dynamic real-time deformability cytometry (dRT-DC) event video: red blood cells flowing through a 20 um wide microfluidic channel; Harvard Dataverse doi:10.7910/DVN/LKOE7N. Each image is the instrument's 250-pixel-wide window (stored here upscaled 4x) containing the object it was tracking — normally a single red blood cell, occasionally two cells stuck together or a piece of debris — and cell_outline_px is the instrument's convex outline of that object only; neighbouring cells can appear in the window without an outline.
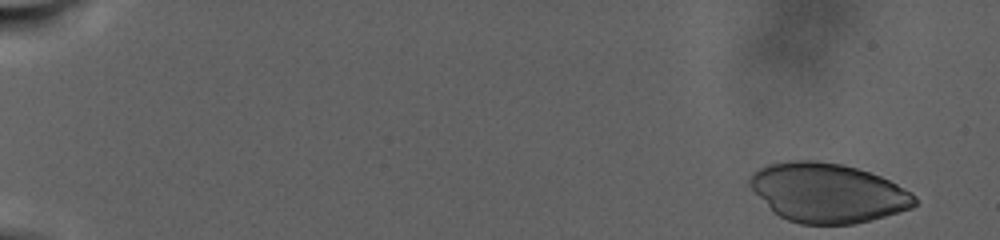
{"species": "human", "species_latin": "Homo sapiens", "temperature_condition": "warm", "stored_images_in_passage": 20, "camera_frame_rate_fps": 3000, "um_per_image_px": 0.085, "donor": {"sex": "male"}, "frame": {"image": 1, "passage_image": 1, "time_ms": 0.0, "image_size_px": [1000, 240], "cell_outline_px": [[916, 204], [912, 208], [856, 224], [800, 224], [788, 220], [772, 212], [748, 184], [748, 180], [760, 168], [768, 164], [792, 160], [816, 160], [840, 164], [856, 168], [880, 176], [912, 192], [916, 196]], "centroid_in_image_um": [70.35, 16.39], "position_along_channel_um": 14.6, "area_um2": 56.76}}
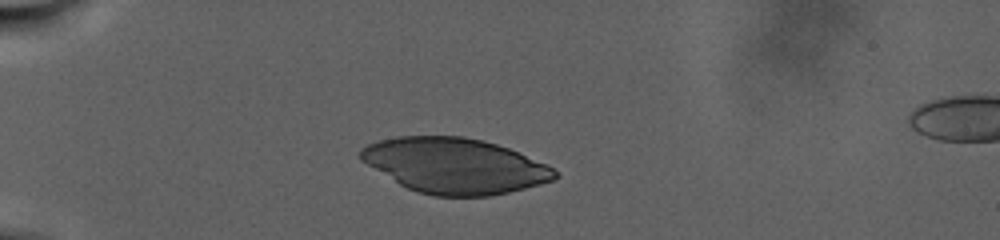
{"frame": {"image": 2, "passage_image": 9, "time_ms": 7.667, "image_size_px": [1000, 240], "cell_outline_px": [[560, 176], [552, 180], [540, 184], [508, 192], [488, 196], [432, 196], [416, 192], [400, 184], [360, 160], [356, 152], [360, 148], [368, 144], [380, 140], [396, 136], [464, 136], [496, 144], [508, 148], [548, 164]], "centroid_in_image_um": [38.62, 14.08], "position_along_channel_um": 46.4, "area_um2": 62.54}}